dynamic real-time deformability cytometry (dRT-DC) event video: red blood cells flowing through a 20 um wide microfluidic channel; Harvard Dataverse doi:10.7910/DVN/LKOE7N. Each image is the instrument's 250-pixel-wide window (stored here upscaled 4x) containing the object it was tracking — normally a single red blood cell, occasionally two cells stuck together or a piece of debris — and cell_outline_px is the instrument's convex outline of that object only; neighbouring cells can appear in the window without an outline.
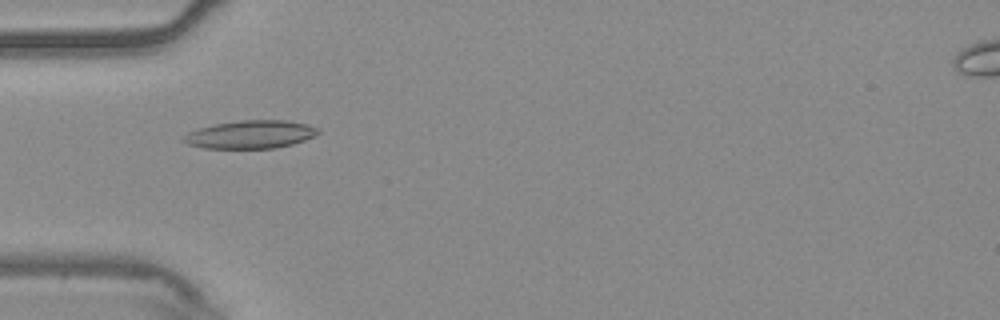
{"species": "common noctule bat (a hibernating species)", "species_latin": "Nyctalus noctula", "temperature_condition": "warm", "stored_images_in_passage": 51, "camera_frame_rate_fps": 3000, "um_per_image_px": 0.085, "animal": {"sex": "male", "body_mass_g": 20.4}, "frame": {"image": 1, "passage_image": 14, "time_ms": 4.333, "image_size_px": [1000, 320], "cell_outline_px": [[320, 132], [316, 136], [292, 144], [276, 148], [204, 148], [188, 144], [180, 140], [188, 132], [200, 128], [216, 124], [240, 120], [288, 120], [308, 124], [320, 128]], "centroid_in_image_um": [21.34, 11.42], "position_along_channel_um": 63.7, "area_um2": 22.08}}
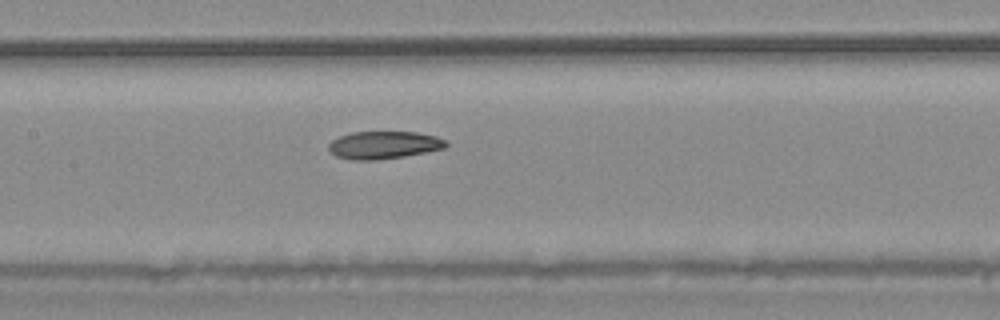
{"frame": {"image": 2, "passage_image": 23, "time_ms": 7.333, "image_size_px": [1000, 320], "cell_outline_px": [[448, 144], [444, 148], [404, 156], [372, 160], [352, 160], [336, 156], [328, 148], [328, 144], [332, 140], [340, 136], [352, 132], [416, 132], [436, 136], [444, 140]], "centroid_in_image_um": [32.6, 12.32], "position_along_channel_um": 174.8, "area_um2": 18.67}}
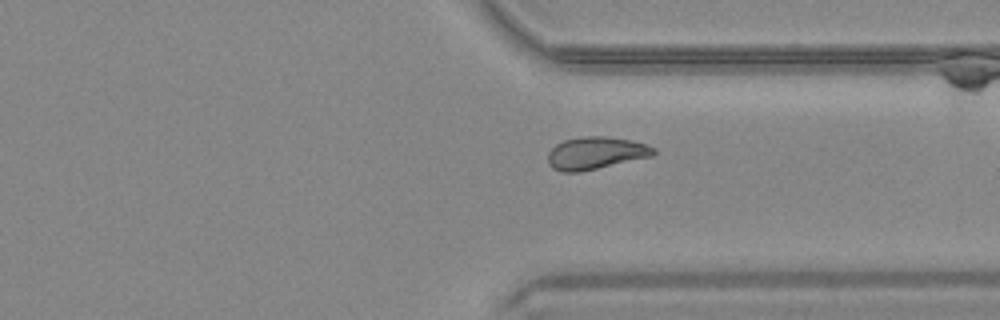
{"frame": {"image": 3, "passage_image": 38, "time_ms": 12.333, "image_size_px": [1000, 320], "cell_outline_px": [[656, 152], [652, 156], [580, 172], [560, 172], [552, 168], [548, 164], [548, 152], [556, 144], [564, 140], [584, 136], [604, 136], [632, 140], [648, 144], [656, 148]], "centroid_in_image_um": [50.64, 13.01], "position_along_channel_um": 360.8, "area_um2": 20.11}, "authors_computed_cell_mechanics": {"area_um2": 20.1722, "velocity_mm_per_s": 3.7214, "shape_relaxation_time_tau1_ms": null, "shape_relaxation_time_tau2_ms": 5.655, "deformation_change_tau1": null, "deformation_change_tau2": 0.1115}}